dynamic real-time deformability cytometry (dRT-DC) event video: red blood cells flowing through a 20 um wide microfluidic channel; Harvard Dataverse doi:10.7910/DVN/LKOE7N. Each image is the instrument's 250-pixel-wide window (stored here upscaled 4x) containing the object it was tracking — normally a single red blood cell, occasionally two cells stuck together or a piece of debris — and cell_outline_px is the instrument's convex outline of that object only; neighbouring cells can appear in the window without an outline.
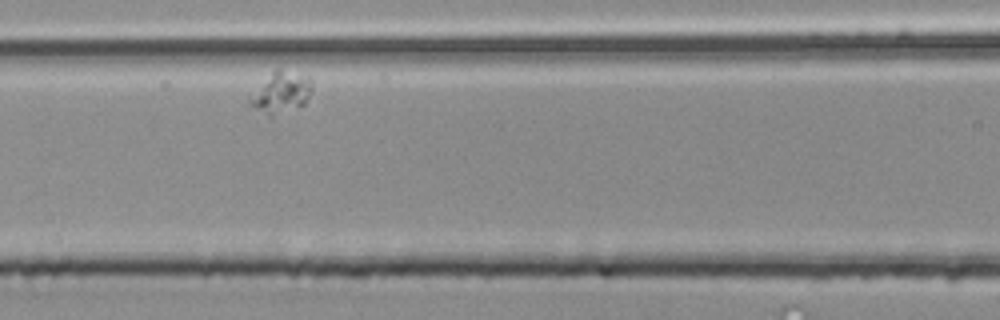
{"species": "common noctule bat (a hibernating species)", "species_latin": "Nyctalus noctula", "temperature_condition": "room temperature", "stored_images_in_passage": 6, "camera_frame_rate_fps": 3000, "um_per_image_px": 0.085, "animal": {"sex": "male", "body_mass_g": 20.4}, "frame": {"image": 1, "passage_image": 6, "time_ms": 1.667, "image_size_px": [1000, 320], "cell_outline_px": [[312, 84], [304, 104], [268, 116], [256, 108], [252, 104], [248, 96], [276, 68], [280, 68], [308, 76], [312, 80]], "centroid_in_image_um": [23.88, 7.8], "position_along_channel_um": 142.7, "area_um2": 14.33}}